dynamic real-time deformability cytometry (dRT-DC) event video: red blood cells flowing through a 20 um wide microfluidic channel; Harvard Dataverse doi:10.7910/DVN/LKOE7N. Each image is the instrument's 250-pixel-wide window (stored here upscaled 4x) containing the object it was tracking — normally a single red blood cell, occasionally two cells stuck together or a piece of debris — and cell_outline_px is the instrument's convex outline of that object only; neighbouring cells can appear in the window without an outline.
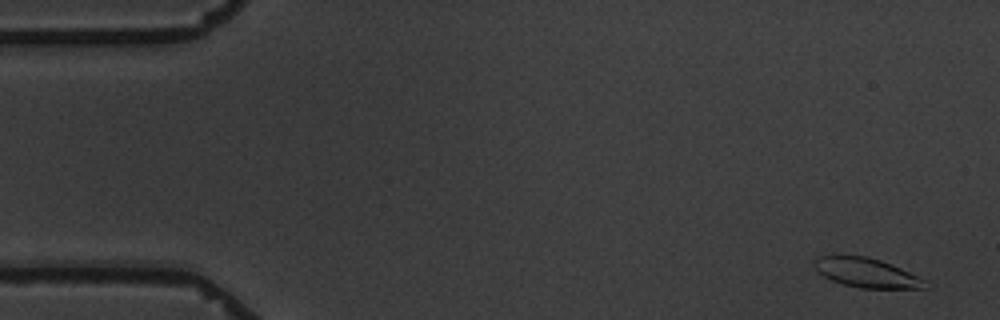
{"species": "common noctule bat (a hibernating species)", "species_latin": "Nyctalus noctula", "temperature_condition": "warm", "stored_images_in_passage": 6, "camera_frame_rate_fps": 3000, "um_per_image_px": 0.085, "animal": {"sex": "male", "body_mass_g": 19.5, "forearm_length_mm": 54.6}, "frame": {"image": 1, "passage_image": 1, "time_ms": 0.0, "image_size_px": [1000, 320], "cell_outline_px": [[928, 288], [860, 288], [844, 284], [832, 280], [824, 276], [812, 264], [812, 260], [816, 256], [832, 252], [868, 256], [892, 264], [928, 280]], "centroid_in_image_um": [73.6, 23.12], "position_along_channel_um": 11.4, "area_um2": 19.77}}
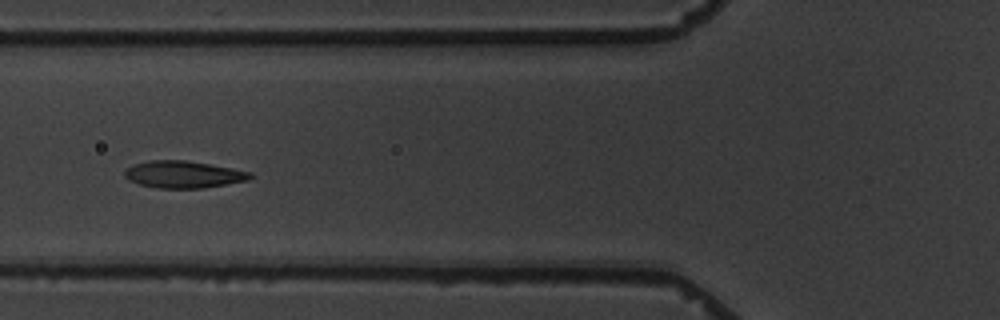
{"frame": {"image": 2, "passage_image": 6, "time_ms": 6.333, "image_size_px": [1000, 320], "cell_outline_px": [[252, 176], [248, 180], [204, 188], [156, 188], [140, 184], [128, 180], [124, 176], [124, 172], [132, 164], [148, 160], [184, 160], [232, 168], [252, 172]], "centroid_in_image_um": [15.56, 14.82], "position_along_channel_um": 110.2, "area_um2": 19.77}}